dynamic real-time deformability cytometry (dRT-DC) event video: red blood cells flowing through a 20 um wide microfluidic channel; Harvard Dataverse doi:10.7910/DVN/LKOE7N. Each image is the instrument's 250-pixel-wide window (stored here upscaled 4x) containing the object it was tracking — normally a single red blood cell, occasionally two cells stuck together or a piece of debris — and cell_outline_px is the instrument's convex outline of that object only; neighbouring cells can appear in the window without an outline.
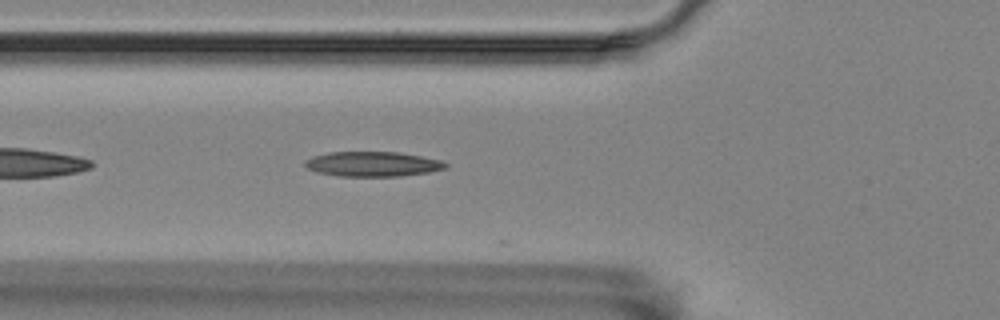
{"species": "Egyptian fruit bat (a non-hibernating species)", "species_latin": "Rousettus aegyptiacus", "temperature_condition": "room temperature", "stored_images_in_passage": 36, "camera_frame_rate_fps": 3000, "um_per_image_px": 0.085, "animal": {"sex": "female"}, "frame": {"image": 1, "passage_image": 5, "time_ms": 1.333, "image_size_px": [1000, 320], "cell_outline_px": [[448, 168], [428, 172], [400, 176], [340, 176], [316, 172], [308, 168], [304, 164], [304, 160], [328, 152], [396, 152], [420, 156], [440, 160], [448, 164]], "centroid_in_image_um": [31.68, 13.94], "position_along_channel_um": 94.1, "area_um2": 20.23}}
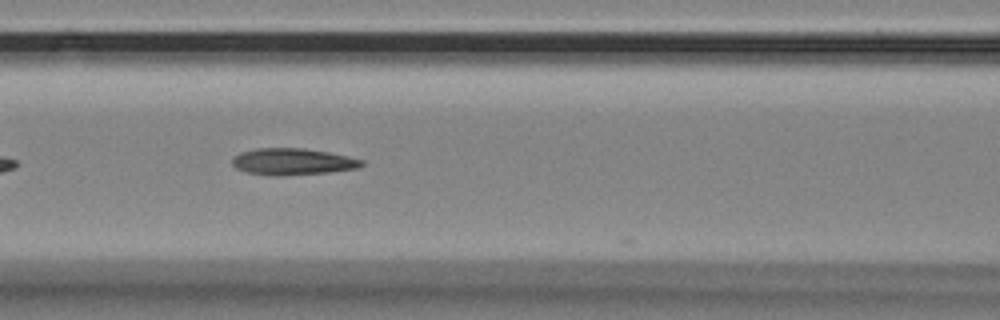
{"frame": {"image": 2, "passage_image": 9, "time_ms": 2.667, "image_size_px": [1000, 320], "cell_outline_px": [[364, 164], [356, 168], [328, 172], [280, 176], [276, 176], [248, 172], [236, 168], [232, 164], [232, 156], [240, 152], [256, 148], [304, 148], [328, 152], [348, 156], [364, 160]], "centroid_in_image_um": [24.85, 13.73], "position_along_channel_um": 141.8, "area_um2": 20.06}}